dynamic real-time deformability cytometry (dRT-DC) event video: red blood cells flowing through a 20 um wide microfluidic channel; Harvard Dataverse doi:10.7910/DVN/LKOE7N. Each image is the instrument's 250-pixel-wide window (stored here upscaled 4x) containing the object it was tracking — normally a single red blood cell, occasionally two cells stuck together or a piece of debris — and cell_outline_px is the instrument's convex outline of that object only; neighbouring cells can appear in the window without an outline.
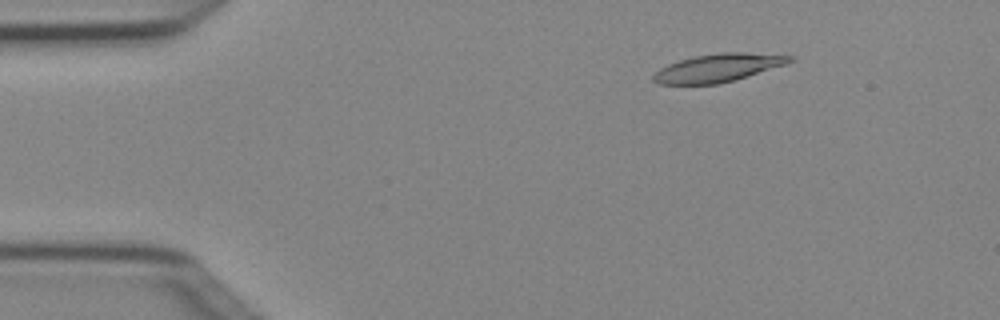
{"species": "Egyptian fruit bat (a non-hibernating species)", "species_latin": "Rousettus aegyptiacus", "temperature_condition": "cold", "stored_images_in_passage": 5, "camera_frame_rate_fps": 3000, "um_per_image_px": 0.085, "animal": {"sex": "female"}, "frame": {"image": 1, "passage_image": 2, "time_ms": 0.333, "image_size_px": [1000, 320], "cell_outline_px": [[796, 60], [736, 80], [716, 84], [660, 84], [652, 80], [652, 76], [660, 68], [668, 64], [692, 56], [720, 52], [744, 52], [796, 56]], "centroid_in_image_um": [61.04, 5.76], "position_along_channel_um": 24.0, "area_um2": 22.31}}